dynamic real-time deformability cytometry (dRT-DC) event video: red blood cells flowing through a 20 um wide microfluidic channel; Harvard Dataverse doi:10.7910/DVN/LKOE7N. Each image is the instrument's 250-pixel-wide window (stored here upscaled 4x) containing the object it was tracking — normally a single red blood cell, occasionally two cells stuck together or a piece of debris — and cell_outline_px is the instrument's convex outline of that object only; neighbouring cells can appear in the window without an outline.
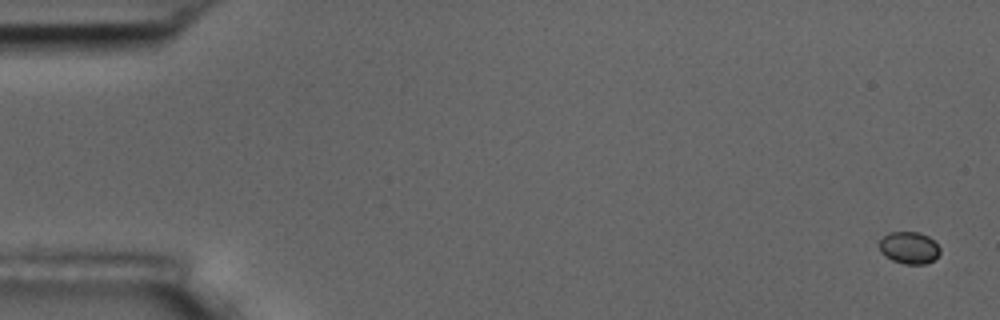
{"species": "common noctule bat (a hibernating species)", "species_latin": "Nyctalus noctula", "temperature_condition": "room temperature", "stored_images_in_passage": 10, "camera_frame_rate_fps": 3000, "um_per_image_px": 0.085, "animal": {"sex": "male", "body_mass_g": 17.5, "forearm_length_mm": 52.3}, "frame": {"image": 1, "passage_image": 1, "time_ms": 0.0, "image_size_px": [1000, 320], "cell_outline_px": [[940, 252], [932, 260], [924, 264], [904, 264], [892, 260], [880, 252], [880, 240], [888, 232], [920, 232], [928, 236], [940, 248]], "centroid_in_image_um": [77.26, 21.05], "position_along_channel_um": 7.7, "area_um2": 11.21}}
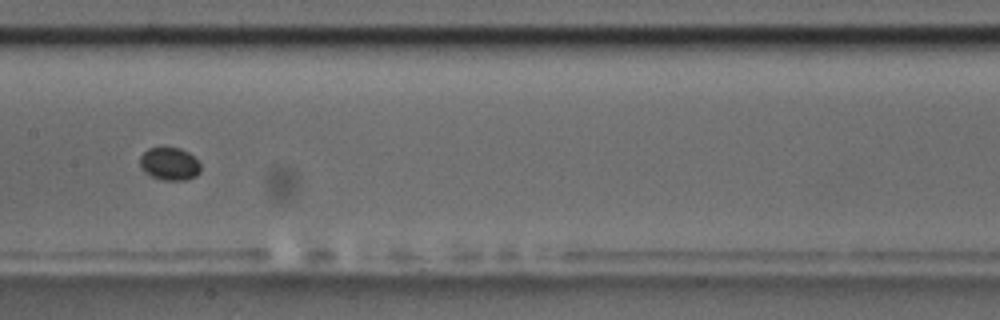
{"frame": {"image": 2, "passage_image": 8, "time_ms": 9.0, "image_size_px": [1000, 320], "cell_outline_px": [[200, 172], [196, 176], [184, 180], [164, 180], [152, 176], [144, 172], [140, 168], [140, 156], [148, 148], [180, 148], [188, 152], [200, 164]], "centroid_in_image_um": [14.39, 13.93], "position_along_channel_um": 193.0, "area_um2": 11.5}}
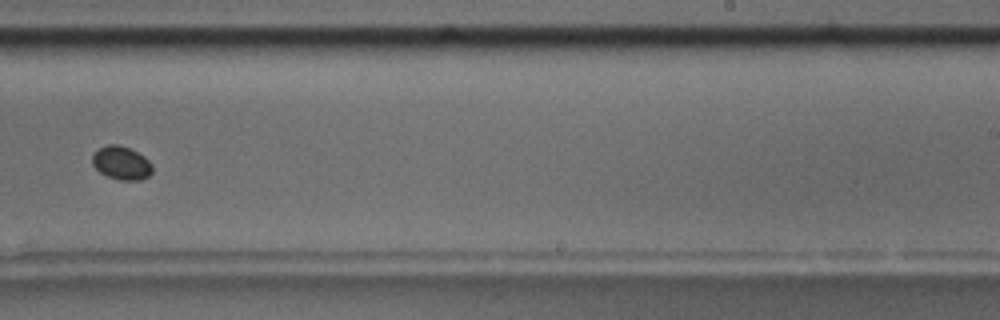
{"frame": {"image": 3, "passage_image": 10, "time_ms": 11.333, "image_size_px": [1000, 320], "cell_outline_px": [[152, 172], [148, 176], [140, 180], [120, 180], [108, 176], [100, 172], [92, 164], [92, 156], [100, 148], [108, 144], [120, 144], [144, 156], [152, 164]], "centroid_in_image_um": [10.33, 13.85], "position_along_channel_um": 278.7, "area_um2": 11.56}}